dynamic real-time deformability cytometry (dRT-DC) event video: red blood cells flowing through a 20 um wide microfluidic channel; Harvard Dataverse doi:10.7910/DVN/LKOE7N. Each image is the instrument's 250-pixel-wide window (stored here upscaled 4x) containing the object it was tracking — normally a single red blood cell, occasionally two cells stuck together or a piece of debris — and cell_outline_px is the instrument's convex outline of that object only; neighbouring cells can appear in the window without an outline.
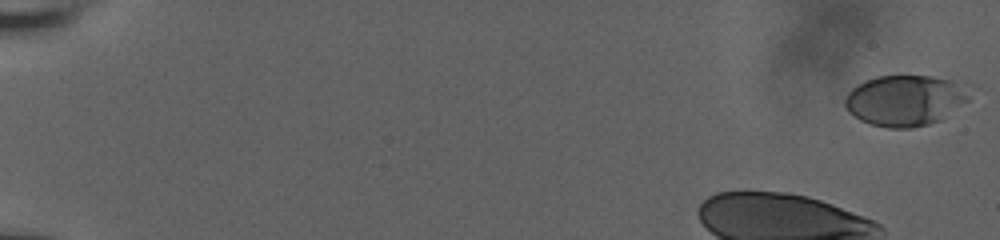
{"species": "human", "species_latin": "Homo sapiens", "temperature_condition": "room temperature", "stored_images_in_passage": 18, "camera_frame_rate_fps": 3000, "um_per_image_px": 0.085, "donor": {"sex": "male"}, "frame": {"image": 1, "passage_image": 1, "time_ms": 0.0, "image_size_px": [1000, 240], "cell_outline_px": [[972, 92], [968, 100], [940, 120], [928, 124], [912, 128], [888, 128], [872, 124], [860, 120], [848, 112], [844, 104], [844, 100], [848, 92], [852, 88], [864, 80], [876, 76], [932, 76], [952, 80]], "centroid_in_image_um": [76.9, 8.53], "position_along_channel_um": 8.1, "area_um2": 36.82}}